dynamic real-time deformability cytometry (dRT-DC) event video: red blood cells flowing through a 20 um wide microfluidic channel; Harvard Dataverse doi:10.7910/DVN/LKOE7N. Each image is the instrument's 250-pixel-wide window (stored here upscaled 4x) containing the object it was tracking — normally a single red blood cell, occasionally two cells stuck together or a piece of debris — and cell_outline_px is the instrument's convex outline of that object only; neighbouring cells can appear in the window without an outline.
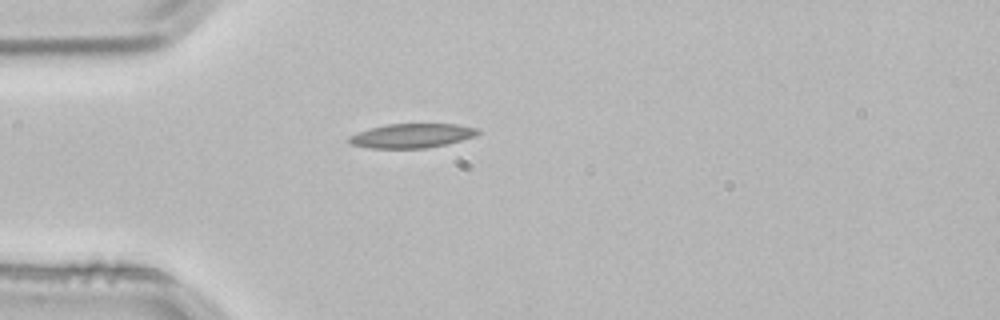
{"species": "common noctule bat (a hibernating species)", "species_latin": "Nyctalus noctula", "temperature_condition": "room temperature", "stored_images_in_passage": 3, "camera_frame_rate_fps": 3000, "um_per_image_px": 0.085, "animal": {"sex": "male", "body_mass_g": 21.5, "forearm_length_mm": 52.0}, "frame": {"image": 1, "passage_image": 3, "time_ms": 0.667, "image_size_px": [1000, 320], "cell_outline_px": [[480, 132], [476, 136], [448, 144], [424, 148], [372, 148], [352, 144], [348, 140], [348, 136], [356, 132], [388, 124], [456, 124], [480, 128]], "centroid_in_image_um": [35.05, 11.53], "position_along_channel_um": 49.9, "area_um2": 18.21}}